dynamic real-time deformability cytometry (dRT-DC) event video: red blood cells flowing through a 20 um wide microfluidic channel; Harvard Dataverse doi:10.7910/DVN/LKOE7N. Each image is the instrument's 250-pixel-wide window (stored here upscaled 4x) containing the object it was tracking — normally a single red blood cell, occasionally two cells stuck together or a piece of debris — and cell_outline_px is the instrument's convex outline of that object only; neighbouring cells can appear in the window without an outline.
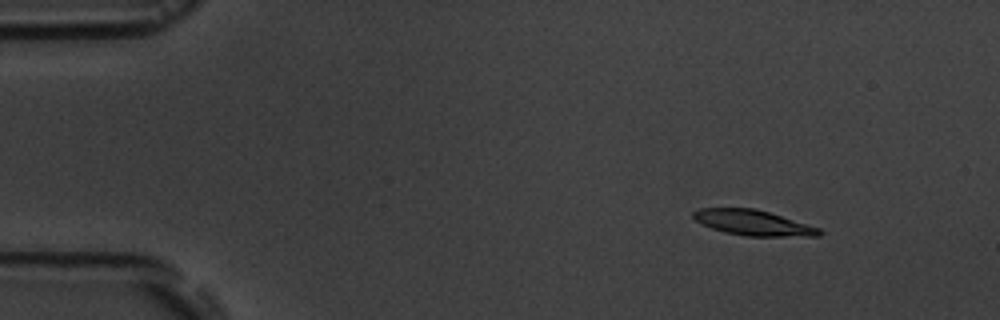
{"species": "common noctule bat (a hibernating species)", "species_latin": "Nyctalus noctula", "temperature_condition": "room temperature", "stored_images_in_passage": 5, "camera_frame_rate_fps": 3000, "um_per_image_px": 0.085, "animal": {"sex": "male", "body_mass_g": 19.5, "forearm_length_mm": 54.6}, "frame": {"image": 1, "passage_image": 2, "time_ms": 1.333, "image_size_px": [1000, 320], "cell_outline_px": [[824, 232], [820, 236], [748, 236], [724, 232], [712, 228], [696, 220], [692, 216], [692, 212], [700, 208], [756, 208], [820, 228]], "centroid_in_image_um": [64.04, 18.93], "position_along_channel_um": 21.0, "area_um2": 18.5}}
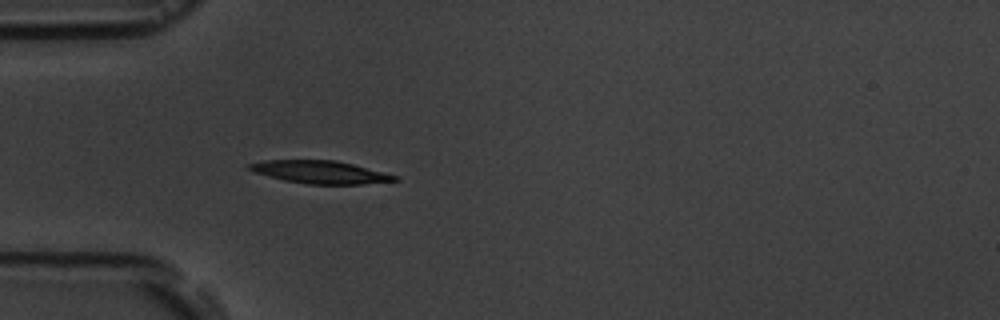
{"frame": {"image": 2, "passage_image": 5, "time_ms": 4.667, "image_size_px": [1000, 320], "cell_outline_px": [[400, 180], [360, 184], [308, 184], [284, 180], [256, 172], [248, 168], [248, 164], [264, 160], [336, 160], [400, 176]], "centroid_in_image_um": [27.27, 14.62], "position_along_channel_um": 57.7, "area_um2": 19.07}}